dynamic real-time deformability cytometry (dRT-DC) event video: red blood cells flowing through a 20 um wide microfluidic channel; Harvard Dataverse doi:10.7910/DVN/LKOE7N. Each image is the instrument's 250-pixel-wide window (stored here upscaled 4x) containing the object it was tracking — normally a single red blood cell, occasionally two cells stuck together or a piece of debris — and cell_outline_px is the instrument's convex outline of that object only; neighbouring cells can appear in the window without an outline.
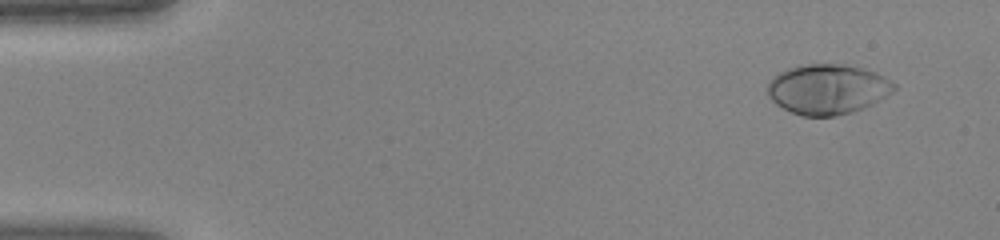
{"species": "human", "species_latin": "Homo sapiens", "temperature_condition": "warm", "stored_images_in_passage": 43, "camera_frame_rate_fps": 3000, "um_per_image_px": 0.085, "donor": {"sex": "female"}, "frame": {"image": 1, "passage_image": 1, "time_ms": 0.0, "image_size_px": [1000, 240], "cell_outline_px": [[896, 88], [892, 92], [872, 104], [852, 112], [836, 116], [800, 116], [776, 104], [768, 96], [768, 80], [780, 72], [788, 68], [804, 64], [844, 64], [876, 72], [884, 76], [896, 84]], "centroid_in_image_um": [70.34, 7.58], "position_along_channel_um": 14.7, "area_um2": 36.88}}
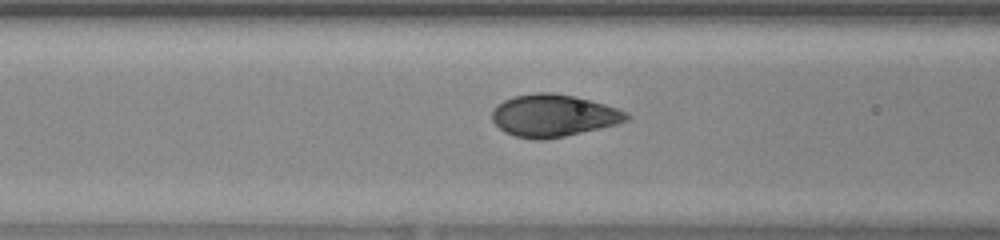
{"frame": {"image": 2, "passage_image": 16, "time_ms": 5.0, "image_size_px": [1000, 240], "cell_outline_px": [[632, 116], [628, 120], [616, 124], [600, 128], [564, 136], [544, 140], [536, 140], [516, 136], [504, 132], [492, 120], [492, 112], [496, 104], [504, 100], [516, 96], [536, 92], [552, 92], [576, 96], [604, 104], [628, 112]], "centroid_in_image_um": [47.05, 9.82], "position_along_channel_um": 119.6, "area_um2": 33.12}}
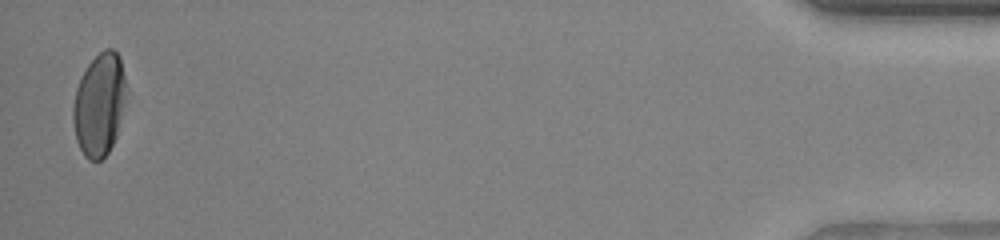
{"frame": {"image": 3, "passage_image": 42, "time_ms": 13.667, "image_size_px": [1000, 240], "cell_outline_px": [[128, 88], [116, 136], [108, 152], [100, 160], [88, 160], [84, 156], [76, 140], [72, 120], [72, 108], [76, 88], [80, 76], [88, 64], [104, 48], [112, 48], [120, 56]], "centroid_in_image_um": [8.44, 8.85], "position_along_channel_um": 426.8, "area_um2": 32.14}}